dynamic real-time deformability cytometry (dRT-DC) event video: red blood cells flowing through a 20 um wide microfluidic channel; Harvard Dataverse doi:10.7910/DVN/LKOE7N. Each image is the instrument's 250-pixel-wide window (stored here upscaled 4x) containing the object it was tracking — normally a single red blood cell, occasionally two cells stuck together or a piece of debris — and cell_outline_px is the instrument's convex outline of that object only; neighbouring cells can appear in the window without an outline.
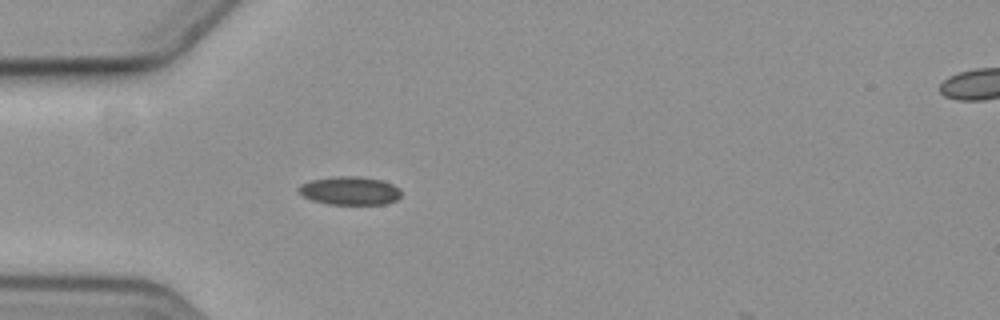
{"species": "common noctule bat (a hibernating species)", "species_latin": "Nyctalus noctula", "temperature_condition": "cold", "stored_images_in_passage": 4, "camera_frame_rate_fps": 3000, "um_per_image_px": 0.085, "animal": {"sex": "female", "body_mass_g": 19.3, "forearm_length_mm": 54.1}, "frame": {"image": 1, "passage_image": 4, "time_ms": 3.333, "image_size_px": [1000, 320], "cell_outline_px": [[400, 196], [396, 200], [384, 204], [328, 204], [312, 200], [304, 196], [296, 188], [300, 184], [312, 180], [336, 176], [360, 176], [380, 180], [392, 184], [400, 188]], "centroid_in_image_um": [29.73, 16.21], "position_along_channel_um": 55.3, "area_um2": 16.88}}